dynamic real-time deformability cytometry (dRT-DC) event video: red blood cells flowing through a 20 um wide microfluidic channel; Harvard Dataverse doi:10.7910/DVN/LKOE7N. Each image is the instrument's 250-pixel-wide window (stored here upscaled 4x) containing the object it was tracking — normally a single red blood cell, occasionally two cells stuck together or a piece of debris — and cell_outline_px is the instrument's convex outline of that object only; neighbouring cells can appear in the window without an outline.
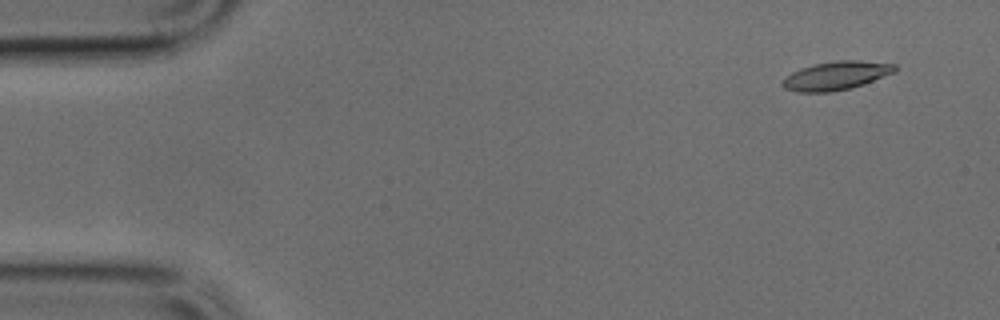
{"species": "common noctule bat (a hibernating species)", "species_latin": "Nyctalus noctula", "temperature_condition": "cold", "stored_images_in_passage": 50, "camera_frame_rate_fps": 3000, "um_per_image_px": 0.085, "animal": {"sex": "male", "body_mass_g": 17.9, "forearm_length_mm": 54.2}, "frame": {"image": 1, "passage_image": 3, "time_ms": 0.667, "image_size_px": [1000, 320], "cell_outline_px": [[896, 72], [864, 84], [852, 88], [832, 92], [796, 92], [784, 88], [780, 84], [784, 76], [800, 68], [812, 64], [836, 60], [856, 60], [896, 64]], "centroid_in_image_um": [71.04, 6.43], "position_along_channel_um": 14.0, "area_um2": 19.02}}
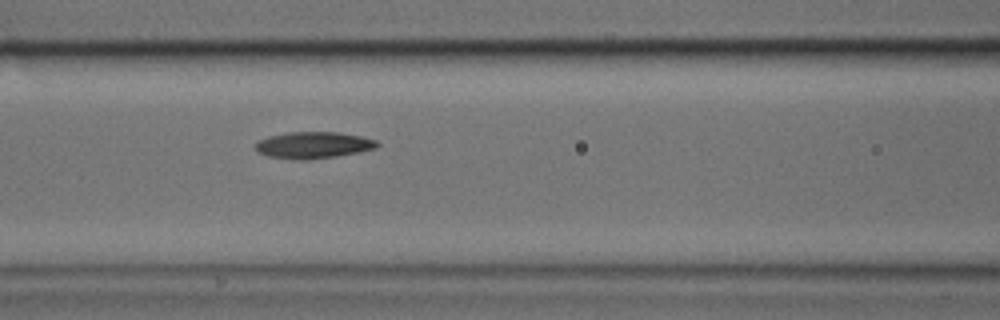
{"frame": {"image": 2, "passage_image": 20, "time_ms": 6.333, "image_size_px": [1000, 320], "cell_outline_px": [[380, 144], [376, 148], [336, 156], [308, 160], [300, 160], [268, 156], [256, 152], [256, 144], [260, 140], [268, 136], [288, 132], [336, 132], [360, 136], [376, 140]], "centroid_in_image_um": [26.62, 12.33], "position_along_channel_um": 140.0, "area_um2": 18.73}}
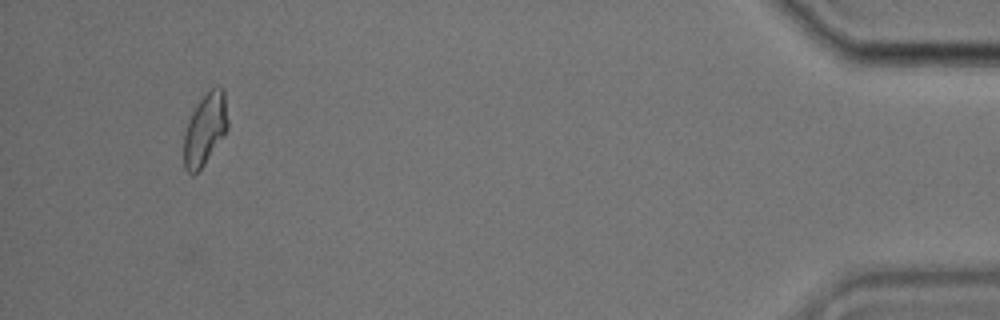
{"frame": {"image": 3, "passage_image": 46, "time_ms": 15.0, "image_size_px": [1000, 320], "cell_outline_px": [[228, 128], [204, 164], [192, 176], [184, 168], [184, 132], [188, 120], [196, 104], [216, 84], [224, 88], [228, 120]], "centroid_in_image_um": [17.43, 10.95], "position_along_channel_um": 417.8, "area_um2": 18.32}}